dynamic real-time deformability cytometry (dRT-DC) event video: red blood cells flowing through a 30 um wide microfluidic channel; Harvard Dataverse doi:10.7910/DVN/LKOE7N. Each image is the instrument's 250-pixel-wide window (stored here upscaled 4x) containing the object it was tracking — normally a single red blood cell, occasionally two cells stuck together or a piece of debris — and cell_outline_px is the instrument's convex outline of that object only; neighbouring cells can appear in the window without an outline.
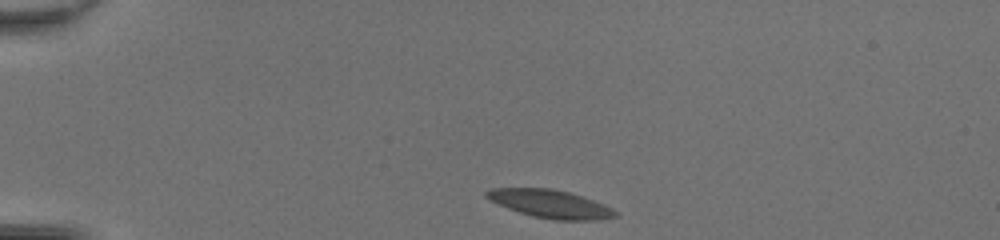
{"species": "common noctule bat (a hibernating species)", "species_latin": "Nyctalus noctula", "temperature_condition": "room temperature", "stored_images_in_passage": 40, "camera_frame_rate_fps": 3000, "um_per_image_px": 0.085, "animal": {"sex": "female", "body_mass_g": 20.0, "forearm_length_mm": 54.0}, "frame": {"image": 1, "passage_image": 1, "time_ms": 0.0, "image_size_px": [1000, 240], "cell_outline_px": [[616, 216], [596, 220], [552, 220], [532, 216], [508, 208], [484, 196], [484, 192], [492, 188], [548, 188], [568, 192], [604, 204], [612, 208], [616, 212]], "centroid_in_image_um": [46.76, 17.33], "position_along_channel_um": 38.2, "area_um2": 20.75}}
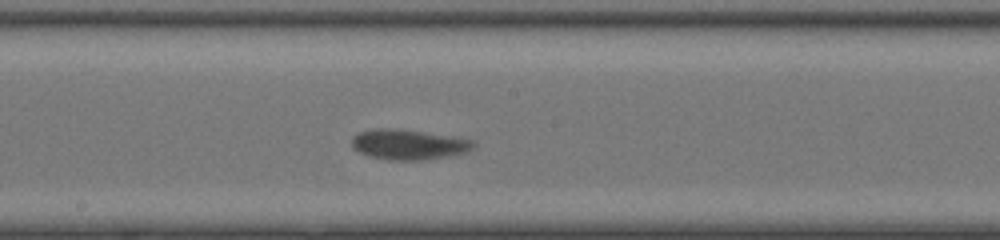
{"frame": {"image": 2, "passage_image": 18, "time_ms": 5.667, "image_size_px": [1000, 240], "cell_outline_px": [[476, 144], [468, 152], [448, 156], [420, 160], [388, 160], [368, 156], [360, 152], [352, 144], [352, 136], [360, 132], [372, 128], [396, 128], [472, 140]], "centroid_in_image_um": [34.69, 12.28], "position_along_channel_um": 213.5, "area_um2": 21.15}}
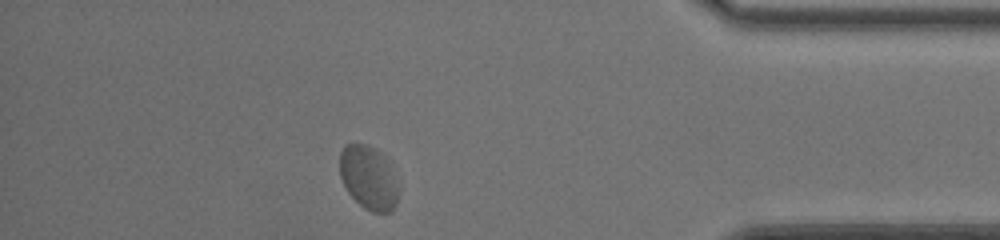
{"frame": {"image": 3, "passage_image": 34, "time_ms": 11.0, "image_size_px": [1000, 240], "cell_outline_px": [[396, 204], [392, 212], [372, 212], [364, 208], [348, 192], [340, 176], [340, 152], [344, 144], [364, 144], [380, 152], [388, 160], [396, 188]], "centroid_in_image_um": [31.29, 15.1], "position_along_channel_um": 403.9, "area_um2": 21.27}, "authors_computed_cell_mechanics": {"area_um2": 21.1548, "velocity_mm_per_s": 4.155, "shape_relaxation_time_tau1_ms": 4.1793, "shape_relaxation_time_tau2_ms": 0.9376, "deformation_change_tau1": 0.1141, "deformation_change_tau2": 0.0468}}